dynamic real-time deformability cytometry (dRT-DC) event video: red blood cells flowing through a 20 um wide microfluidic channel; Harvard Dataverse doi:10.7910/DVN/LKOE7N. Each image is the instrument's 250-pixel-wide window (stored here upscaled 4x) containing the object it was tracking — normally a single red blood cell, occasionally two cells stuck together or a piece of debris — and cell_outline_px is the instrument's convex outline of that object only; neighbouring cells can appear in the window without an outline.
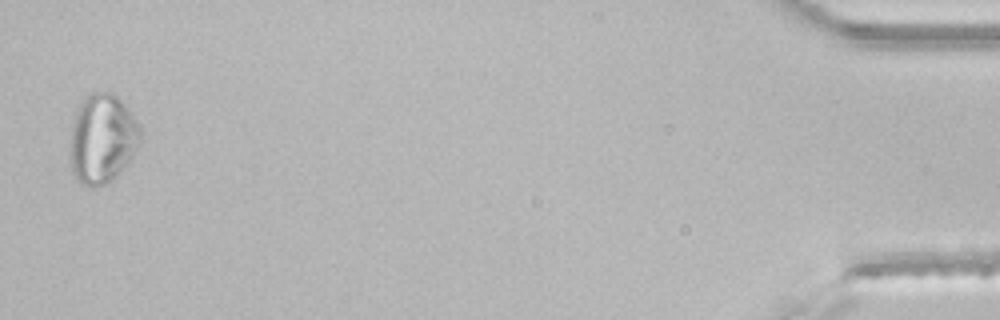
{"species": "common noctule bat (a hibernating species)", "species_latin": "Nyctalus noctula", "temperature_condition": "room temperature", "stored_images_in_passage": 47, "segment_of_instrument_passage": [2, 2], "camera_frame_rate_fps": 3000, "um_per_image_px": 0.085, "animal": {"sex": "male", "body_mass_g": 21.5, "forearm_length_mm": 52.0}, "frame": {"image": 1, "passage_image": 46, "time_ms": 15.0, "image_size_px": [1000, 320], "cell_outline_px": [[140, 144], [136, 152], [128, 164], [120, 172], [104, 184], [96, 188], [92, 188], [76, 180], [72, 172], [72, 120], [84, 96], [92, 92], [112, 92], [128, 108], [140, 132]], "centroid_in_image_um": [8.7, 11.8], "position_along_channel_um": 426.5, "area_um2": 36.18}}